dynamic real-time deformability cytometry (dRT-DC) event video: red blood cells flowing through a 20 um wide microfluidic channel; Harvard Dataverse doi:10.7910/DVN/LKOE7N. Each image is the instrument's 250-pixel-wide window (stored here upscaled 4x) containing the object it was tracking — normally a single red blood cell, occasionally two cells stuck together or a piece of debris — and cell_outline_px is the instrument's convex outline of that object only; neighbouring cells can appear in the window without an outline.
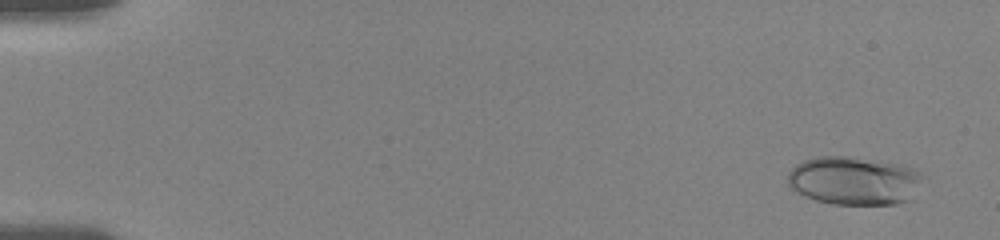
{"species": "human", "species_latin": "Homo sapiens", "temperature_condition": "room temperature", "stored_images_in_passage": 15, "camera_frame_rate_fps": 3000, "um_per_image_px": 0.085, "donor": {"sex": "female"}, "frame": {"image": 1, "passage_image": 3, "time_ms": 0.667, "image_size_px": [1000, 240], "cell_outline_px": [[924, 176], [912, 200], [896, 204], [832, 204], [816, 200], [804, 196], [792, 188], [788, 184], [788, 172], [796, 164], [804, 160], [816, 156], [856, 156], [904, 164], [920, 172]], "centroid_in_image_um": [72.63, 15.34], "position_along_channel_um": 12.4, "area_um2": 38.73}}
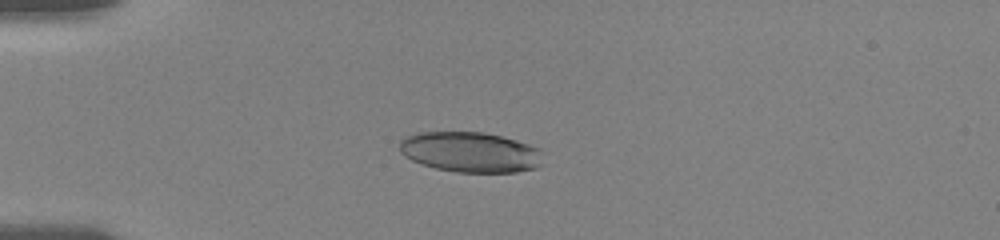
{"frame": {"image": 2, "passage_image": 13, "time_ms": 4.667, "image_size_px": [1000, 240], "cell_outline_px": [[540, 164], [536, 168], [516, 172], [456, 172], [436, 168], [420, 164], [404, 156], [400, 152], [400, 140], [416, 132], [484, 132], [516, 140], [540, 148]], "centroid_in_image_um": [39.95, 12.93], "position_along_channel_um": 45.1, "area_um2": 33.64}}